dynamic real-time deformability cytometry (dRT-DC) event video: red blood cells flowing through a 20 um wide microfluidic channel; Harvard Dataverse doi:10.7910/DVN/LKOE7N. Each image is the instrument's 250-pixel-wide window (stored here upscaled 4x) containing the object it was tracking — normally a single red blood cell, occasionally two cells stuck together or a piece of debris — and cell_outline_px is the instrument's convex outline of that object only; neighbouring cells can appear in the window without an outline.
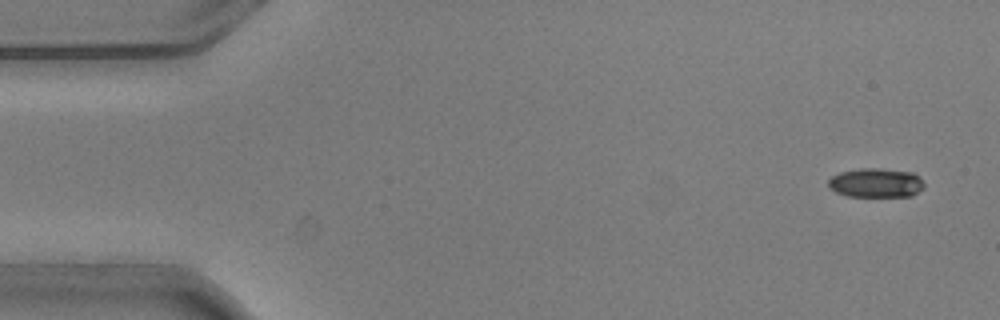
{"species": "common noctule bat (a hibernating species)", "species_latin": "Nyctalus noctula", "temperature_condition": "warm", "stored_images_in_passage": 7, "camera_frame_rate_fps": 3000, "um_per_image_px": 0.085, "animal": {"sex": "male", "body_mass_g": 20.5, "forearm_length_mm": 52.5}, "frame": {"image": 1, "passage_image": 1, "time_ms": 0.0, "image_size_px": [1000, 320], "cell_outline_px": [[924, 188], [912, 196], [848, 196], [836, 192], [828, 188], [828, 180], [832, 176], [840, 172], [860, 168], [880, 168], [912, 172], [920, 176], [924, 184]], "centroid_in_image_um": [74.46, 15.53], "position_along_channel_um": 10.5, "area_um2": 16.47}}
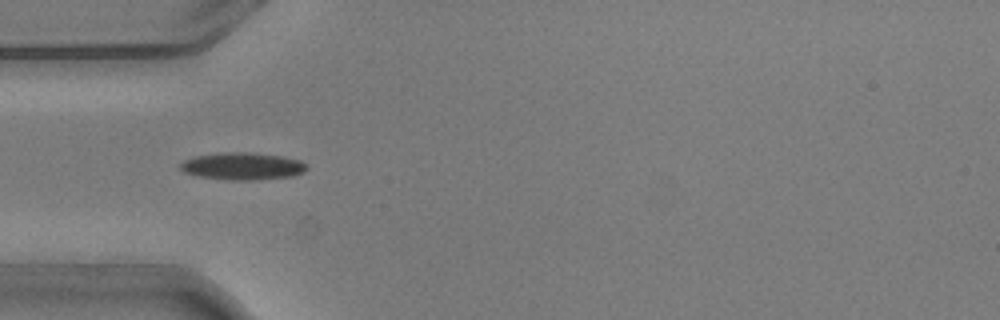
{"frame": {"image": 2, "passage_image": 5, "time_ms": 1.333, "image_size_px": [1000, 320], "cell_outline_px": [[308, 168], [304, 172], [292, 176], [256, 180], [228, 180], [200, 176], [184, 172], [176, 164], [192, 156], [228, 152], [248, 152], [280, 156], [300, 160], [308, 164]], "centroid_in_image_um": [20.6, 14.12], "position_along_channel_um": 64.4, "area_um2": 20.23}}
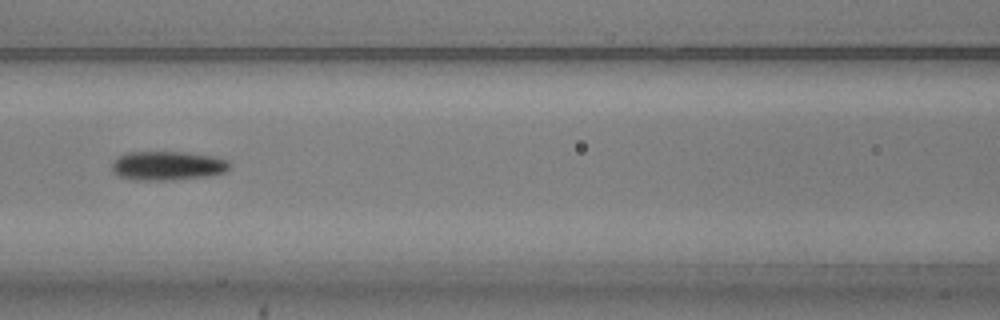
{"frame": {"image": 3, "passage_image": 7, "time_ms": 2.0, "image_size_px": [1000, 320], "cell_outline_px": [[232, 164], [224, 172], [208, 176], [172, 180], [136, 180], [116, 176], [112, 172], [112, 164], [120, 156], [128, 152], [184, 152], [212, 156], [228, 160]], "centroid_in_image_um": [14.24, 14.09], "position_along_channel_um": 152.4, "area_um2": 19.94}}